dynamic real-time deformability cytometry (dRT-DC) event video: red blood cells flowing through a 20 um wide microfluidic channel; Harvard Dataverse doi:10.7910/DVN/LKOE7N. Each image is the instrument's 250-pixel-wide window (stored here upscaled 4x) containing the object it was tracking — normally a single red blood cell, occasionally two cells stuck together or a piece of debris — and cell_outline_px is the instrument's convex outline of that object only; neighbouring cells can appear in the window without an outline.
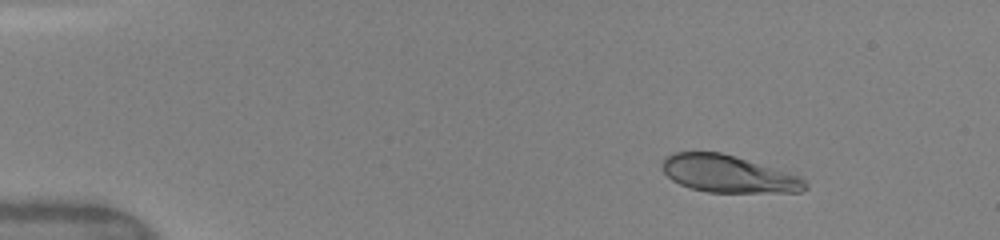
{"species": "human", "species_latin": "Homo sapiens", "temperature_condition": "warm", "stored_images_in_passage": 12, "camera_frame_rate_fps": 3000, "um_per_image_px": 0.085, "donor": {"sex": "female"}, "frame": {"image": 1, "passage_image": 3, "time_ms": 1.667, "image_size_px": [1000, 240], "cell_outline_px": [[808, 188], [800, 192], [708, 192], [692, 188], [680, 184], [672, 180], [664, 172], [664, 156], [676, 152], [720, 152], [736, 156], [788, 172], [800, 176], [808, 184]], "centroid_in_image_um": [61.94, 14.78], "position_along_channel_um": 23.1, "area_um2": 30.81}}
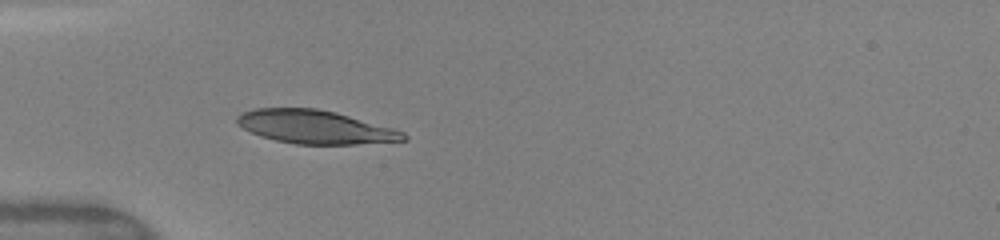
{"frame": {"image": 2, "passage_image": 8, "time_ms": 4.667, "image_size_px": [1000, 240], "cell_outline_px": [[408, 140], [356, 144], [296, 144], [276, 140], [260, 136], [236, 124], [236, 116], [244, 112], [256, 108], [316, 108], [336, 112], [392, 128], [404, 132], [408, 136]], "centroid_in_image_um": [26.79, 10.79], "position_along_channel_um": 58.2, "area_um2": 32.25}}
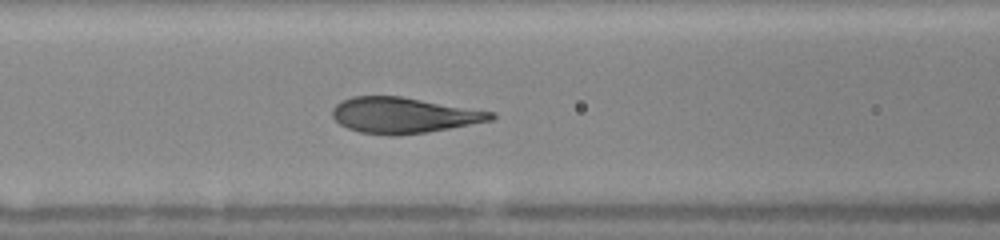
{"frame": {"image": 3, "passage_image": 12, "time_ms": 6.667, "image_size_px": [1000, 240], "cell_outline_px": [[496, 116], [492, 120], [428, 132], [396, 136], [388, 136], [360, 132], [348, 128], [340, 124], [332, 116], [332, 108], [340, 100], [352, 96], [400, 96], [496, 112]], "centroid_in_image_um": [34.29, 9.8], "position_along_channel_um": 132.3, "area_um2": 33.18}}